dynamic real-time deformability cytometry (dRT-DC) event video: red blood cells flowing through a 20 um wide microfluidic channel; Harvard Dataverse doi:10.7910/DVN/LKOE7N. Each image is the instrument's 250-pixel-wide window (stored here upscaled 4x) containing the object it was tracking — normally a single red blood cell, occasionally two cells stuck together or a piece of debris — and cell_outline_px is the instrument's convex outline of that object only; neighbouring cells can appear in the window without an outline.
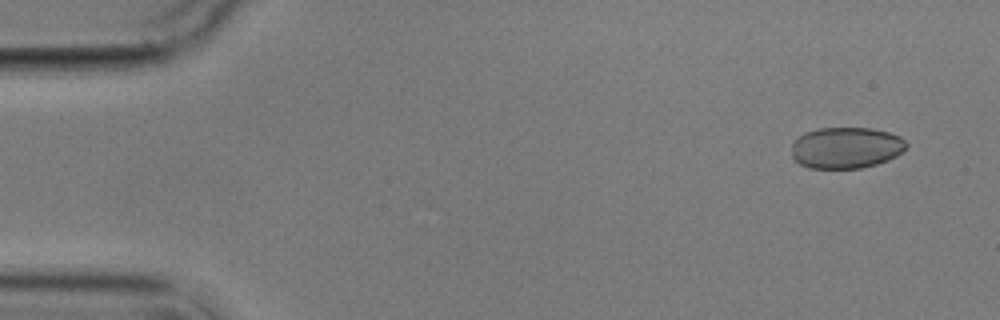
{"species": "common noctule bat (a hibernating species)", "species_latin": "Nyctalus noctula", "temperature_condition": "cold", "stored_images_in_passage": 6, "camera_frame_rate_fps": 3000, "um_per_image_px": 0.085, "animal": {"sex": "male", "body_mass_g": 17.9}, "frame": {"image": 1, "passage_image": 1, "time_ms": 0.0, "image_size_px": [1000, 320], "cell_outline_px": [[908, 144], [896, 156], [888, 160], [876, 164], [860, 168], [808, 168], [800, 164], [792, 156], [792, 144], [804, 132], [820, 128], [872, 128], [888, 132], [900, 136]], "centroid_in_image_um": [71.91, 12.55], "position_along_channel_um": 13.1, "area_um2": 27.51}}
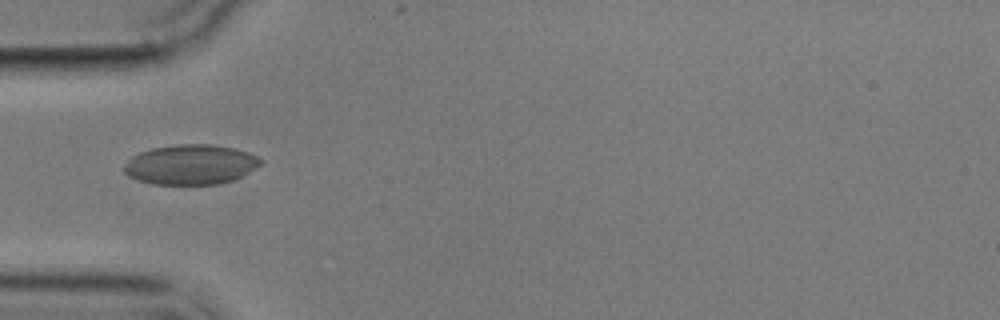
{"frame": {"image": 2, "passage_image": 5, "time_ms": 4.667, "image_size_px": [1000, 320], "cell_outline_px": [[264, 160], [260, 164], [248, 172], [232, 180], [216, 184], [152, 184], [136, 180], [128, 176], [124, 172], [124, 164], [132, 156], [140, 152], [152, 148], [176, 144], [212, 144], [236, 148], [260, 156]], "centroid_in_image_um": [16.2, 13.97], "position_along_channel_um": 68.8, "area_um2": 31.91}}
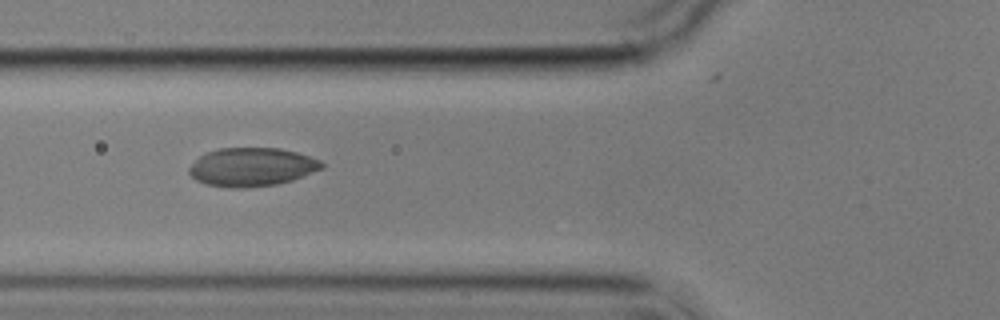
{"frame": {"image": 3, "passage_image": 6, "time_ms": 5.667, "image_size_px": [1000, 320], "cell_outline_px": [[324, 168], [304, 176], [292, 180], [276, 184], [244, 188], [228, 188], [204, 184], [196, 180], [188, 172], [188, 168], [204, 152], [220, 148], [280, 148], [296, 152], [320, 160], [324, 164]], "centroid_in_image_um": [21.39, 14.2], "position_along_channel_um": 104.4, "area_um2": 29.94}}